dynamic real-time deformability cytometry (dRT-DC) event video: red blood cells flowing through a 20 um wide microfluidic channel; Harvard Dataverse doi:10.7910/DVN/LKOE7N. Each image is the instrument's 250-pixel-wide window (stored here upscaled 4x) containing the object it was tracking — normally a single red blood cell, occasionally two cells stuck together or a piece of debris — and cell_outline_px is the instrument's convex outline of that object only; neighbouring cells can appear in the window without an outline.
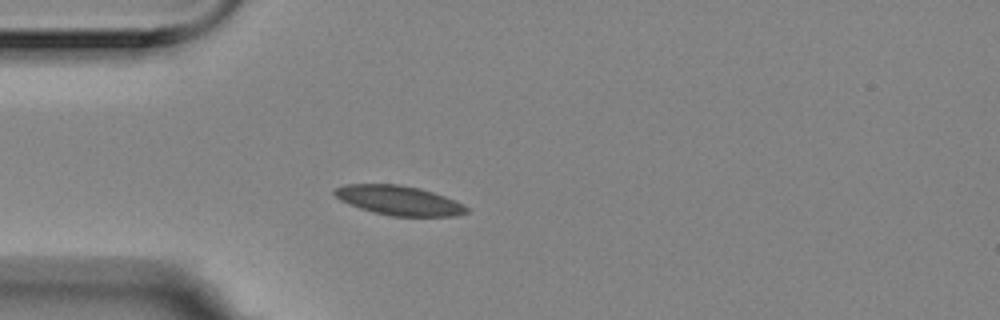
{"species": "Egyptian fruit bat (a non-hibernating species)", "species_latin": "Rousettus aegyptiacus", "temperature_condition": "room temperature", "stored_images_in_passage": 4, "camera_frame_rate_fps": 3000, "um_per_image_px": 0.085, "animal": {"sex": "female"}, "frame": {"image": 1, "passage_image": 4, "time_ms": 1.0, "image_size_px": [1000, 320], "cell_outline_px": [[468, 212], [456, 216], [392, 216], [372, 212], [348, 204], [340, 200], [332, 192], [332, 188], [344, 184], [396, 184], [420, 188], [444, 196], [468, 208]], "centroid_in_image_um": [33.83, 17.03], "position_along_channel_um": 51.2, "area_um2": 22.6}}